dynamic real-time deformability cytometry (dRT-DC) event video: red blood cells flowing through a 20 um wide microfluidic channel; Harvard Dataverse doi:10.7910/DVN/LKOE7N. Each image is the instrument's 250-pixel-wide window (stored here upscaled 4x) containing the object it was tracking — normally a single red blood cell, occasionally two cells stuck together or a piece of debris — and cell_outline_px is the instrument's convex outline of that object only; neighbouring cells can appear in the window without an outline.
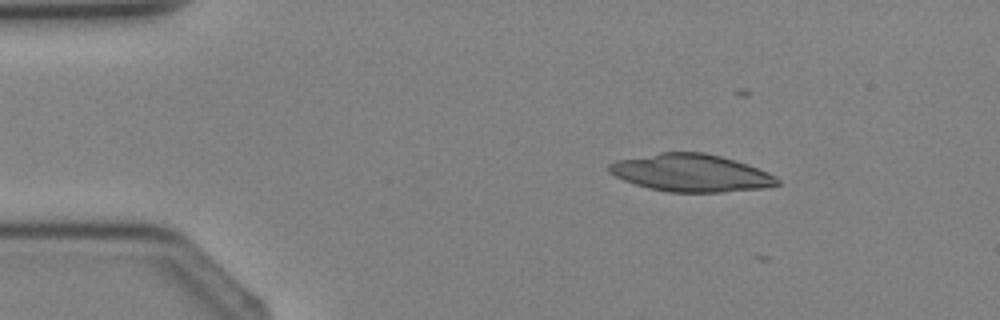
{"species": "Egyptian fruit bat (a non-hibernating species)", "species_latin": "Rousettus aegyptiacus", "temperature_condition": "cold", "stored_images_in_passage": 4, "camera_frame_rate_fps": 3000, "um_per_image_px": 0.085, "animal": {"sex": "female"}, "frame": {"image": 1, "passage_image": 2, "time_ms": 1.0, "image_size_px": [1000, 320], "cell_outline_px": [[780, 184], [764, 188], [724, 192], [668, 192], [648, 188], [624, 180], [608, 172], [608, 164], [616, 160], [660, 152], [704, 152], [736, 160], [748, 164], [768, 172], [776, 176], [780, 180]], "centroid_in_image_um": [58.75, 14.69], "position_along_channel_um": 26.2, "area_um2": 36.93}}